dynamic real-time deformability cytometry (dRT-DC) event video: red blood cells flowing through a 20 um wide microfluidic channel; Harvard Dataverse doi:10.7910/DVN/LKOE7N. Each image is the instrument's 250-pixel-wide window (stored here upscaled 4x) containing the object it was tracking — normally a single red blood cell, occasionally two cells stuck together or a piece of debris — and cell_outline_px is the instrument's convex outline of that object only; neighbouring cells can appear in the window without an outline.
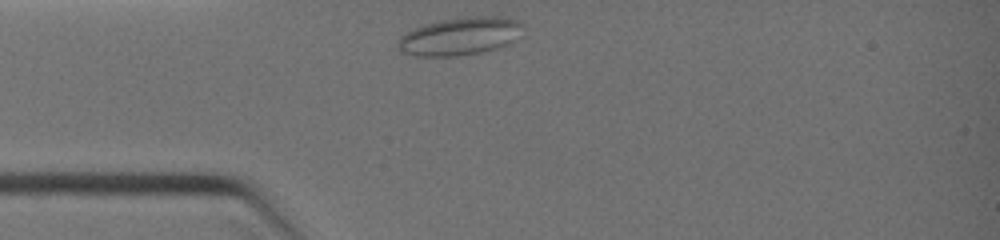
{"species": "common noctule bat (a hibernating species)", "species_latin": "Nyctalus noctula", "temperature_condition": "warm", "stored_images_in_passage": 16, "camera_frame_rate_fps": 3000, "um_per_image_px": 0.085, "animal": {"sex": "female", "body_mass_g": 19.0, "forearm_length_mm": 51.5}, "frame": {"image": 1, "passage_image": 1, "time_ms": 0.0, "image_size_px": [1000, 240], "cell_outline_px": [[520, 24], [512, 40], [496, 48], [480, 52], [456, 56], [412, 56], [400, 52], [396, 48], [396, 44], [400, 36], [404, 32], [424, 24], [444, 20], [472, 16], [496, 16], [516, 20]], "centroid_in_image_um": [38.91, 3.1], "position_along_channel_um": 46.1, "area_um2": 26.99}}
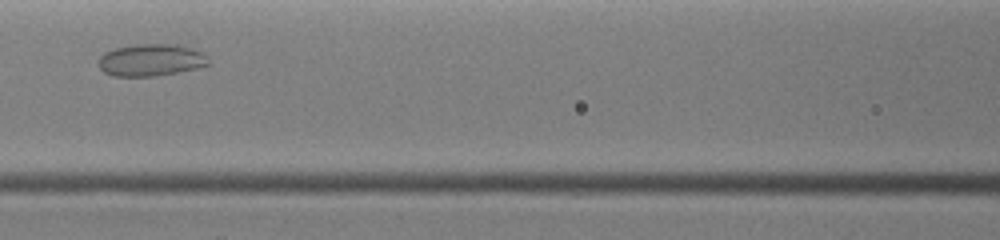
{"frame": {"image": 2, "passage_image": 12, "time_ms": 2.333, "image_size_px": [1000, 240], "cell_outline_px": [[208, 64], [196, 68], [156, 76], [112, 76], [104, 72], [100, 68], [100, 56], [104, 52], [116, 48], [136, 44], [176, 44], [192, 48], [208, 56]], "centroid_in_image_um": [12.82, 5.1], "position_along_channel_um": 153.8, "area_um2": 20.4}}
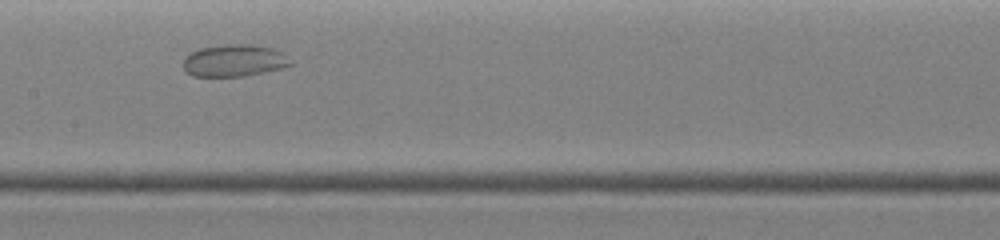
{"frame": {"image": 3, "passage_image": 15, "time_ms": 3.0, "image_size_px": [1000, 240], "cell_outline_px": [[292, 64], [284, 68], [244, 76], [192, 76], [184, 68], [184, 56], [200, 48], [228, 44], [256, 44], [272, 48], [284, 52]], "centroid_in_image_um": [19.94, 5.14], "position_along_channel_um": 187.5, "area_um2": 20.11}}